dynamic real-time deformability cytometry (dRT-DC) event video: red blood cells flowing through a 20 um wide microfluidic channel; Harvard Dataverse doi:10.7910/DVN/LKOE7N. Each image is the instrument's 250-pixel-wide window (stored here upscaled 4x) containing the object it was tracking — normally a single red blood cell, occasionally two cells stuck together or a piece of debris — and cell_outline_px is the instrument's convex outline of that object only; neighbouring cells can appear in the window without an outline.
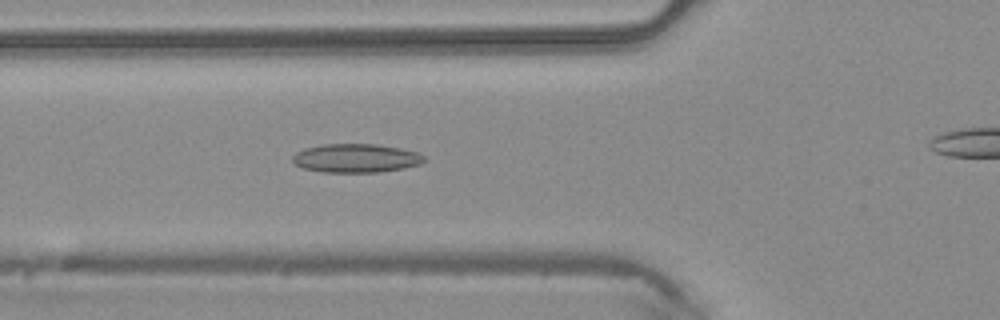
{"species": "common noctule bat (a hibernating species)", "species_latin": "Nyctalus noctula", "temperature_condition": "warm", "stored_images_in_passage": 36, "camera_frame_rate_fps": 3000, "um_per_image_px": 0.085, "animal": {"sex": "male", "body_mass_g": 20.4}, "frame": {"image": 1, "passage_image": 12, "time_ms": 3.667, "image_size_px": [1000, 320], "cell_outline_px": [[424, 160], [420, 164], [404, 168], [380, 172], [324, 172], [304, 168], [296, 164], [292, 160], [292, 156], [296, 152], [304, 148], [324, 144], [376, 144], [400, 148], [420, 152], [424, 156]], "centroid_in_image_um": [30.27, 13.44], "position_along_channel_um": 95.5, "area_um2": 22.02}}
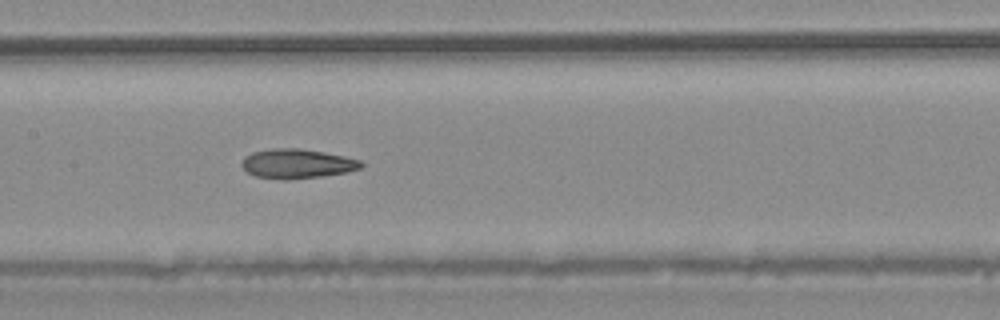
{"frame": {"image": 2, "passage_image": 18, "time_ms": 5.667, "image_size_px": [1000, 320], "cell_outline_px": [[364, 164], [360, 168], [344, 172], [320, 176], [256, 176], [248, 172], [240, 164], [244, 156], [252, 152], [272, 148], [300, 148], [324, 152], [344, 156], [360, 160]], "centroid_in_image_um": [25.25, 13.84], "position_along_channel_um": 182.1, "area_um2": 19.42}}
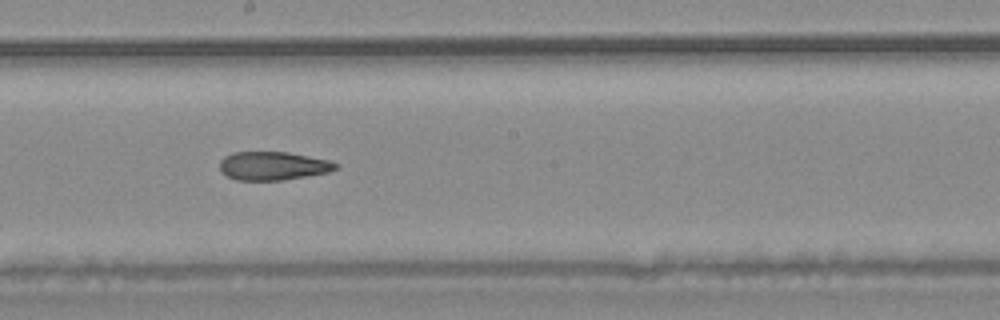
{"frame": {"image": 3, "passage_image": 21, "time_ms": 6.667, "image_size_px": [1000, 320], "cell_outline_px": [[340, 168], [328, 172], [308, 176], [284, 180], [236, 180], [220, 172], [220, 160], [224, 156], [232, 152], [288, 152], [328, 160], [340, 164]], "centroid_in_image_um": [23.21, 14.1], "position_along_channel_um": 225.0, "area_um2": 19.42}}